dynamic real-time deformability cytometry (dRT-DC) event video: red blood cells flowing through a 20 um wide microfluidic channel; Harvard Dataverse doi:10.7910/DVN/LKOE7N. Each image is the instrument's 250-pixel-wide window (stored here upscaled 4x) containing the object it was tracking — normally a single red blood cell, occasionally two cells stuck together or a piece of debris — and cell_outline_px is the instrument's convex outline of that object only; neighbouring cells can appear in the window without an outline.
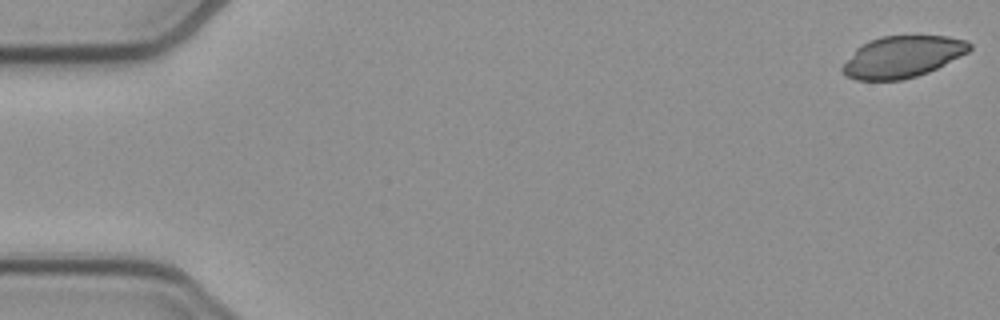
{"species": "common noctule bat (a hibernating species)", "species_latin": "Nyctalus noctula", "temperature_condition": "cold", "stored_images_in_passage": 53, "camera_frame_rate_fps": 3000, "um_per_image_px": 0.085, "animal": {"sex": "female", "body_mass_g": 21.9}, "frame": {"image": 1, "passage_image": 1, "time_ms": 0.0, "image_size_px": [1000, 320], "cell_outline_px": [[972, 48], [968, 52], [928, 72], [916, 76], [900, 80], [856, 80], [848, 76], [840, 68], [856, 48], [860, 44], [868, 40], [880, 36], [948, 36], [968, 40], [972, 44]], "centroid_in_image_um": [76.71, 4.81], "position_along_channel_um": 8.3, "area_um2": 30.75}}